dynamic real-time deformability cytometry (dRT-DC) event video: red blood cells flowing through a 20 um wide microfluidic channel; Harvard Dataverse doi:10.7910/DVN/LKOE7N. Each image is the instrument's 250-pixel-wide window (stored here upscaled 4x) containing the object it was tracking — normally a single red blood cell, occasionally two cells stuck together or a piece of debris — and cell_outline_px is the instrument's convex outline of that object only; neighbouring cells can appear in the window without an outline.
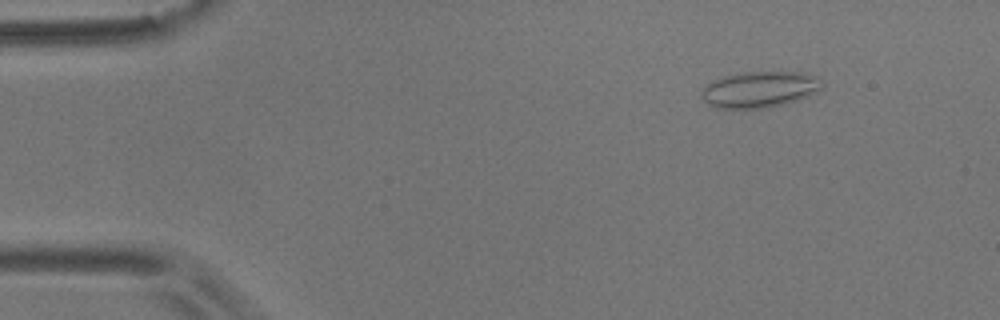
{"species": "common noctule bat (a hibernating species)", "species_latin": "Nyctalus noctula", "temperature_condition": "room temperature", "stored_images_in_passage": 9, "camera_frame_rate_fps": 3000, "um_per_image_px": 0.085, "animal": {"sex": "male", "body_mass_g": 17.9}, "frame": {"image": 1, "passage_image": 2, "time_ms": 1.333, "image_size_px": [1000, 320], "cell_outline_px": [[824, 84], [820, 88], [808, 96], [796, 100], [764, 108], [716, 108], [708, 104], [700, 96], [700, 92], [712, 80], [724, 76], [740, 72], [800, 72]], "centroid_in_image_um": [64.46, 7.61], "position_along_channel_um": 20.5, "area_um2": 24.85}}
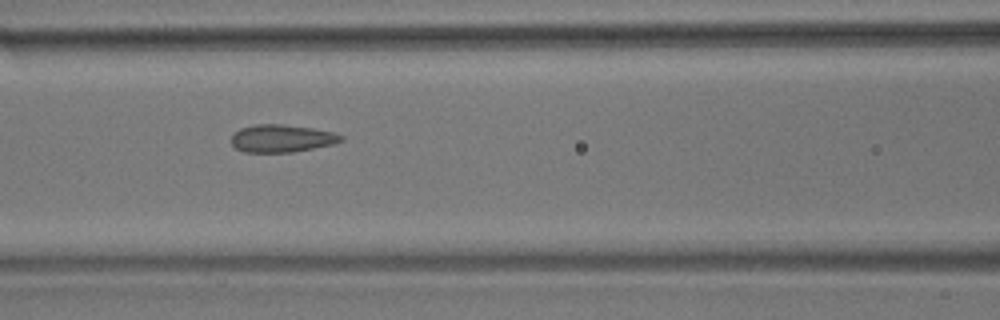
{"frame": {"image": 2, "passage_image": 7, "time_ms": 7.0, "image_size_px": [1000, 320], "cell_outline_px": [[344, 140], [332, 144], [292, 152], [244, 152], [236, 148], [232, 144], [232, 136], [240, 128], [256, 124], [280, 124], [312, 128], [332, 132], [344, 136]], "centroid_in_image_um": [23.94, 11.76], "position_along_channel_um": 142.7, "area_um2": 17.46}}
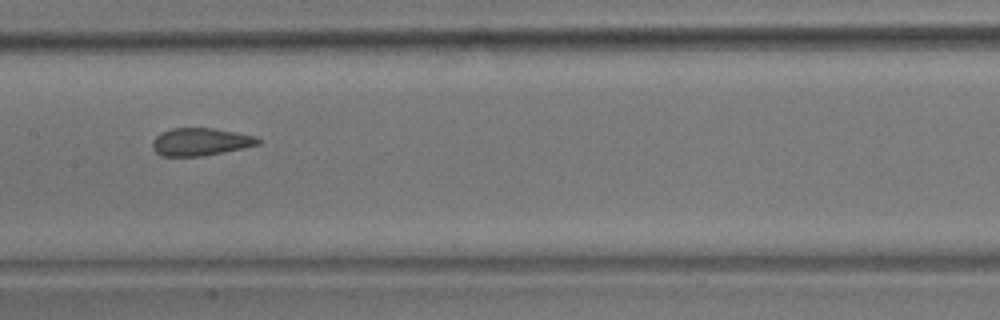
{"frame": {"image": 3, "passage_image": 8, "time_ms": 8.333, "image_size_px": [1000, 320], "cell_outline_px": [[260, 144], [200, 156], [160, 156], [152, 148], [152, 140], [156, 136], [172, 128], [212, 128], [236, 132], [256, 136], [260, 140]], "centroid_in_image_um": [17.01, 12.05], "position_along_channel_um": 190.4, "area_um2": 16.76}}